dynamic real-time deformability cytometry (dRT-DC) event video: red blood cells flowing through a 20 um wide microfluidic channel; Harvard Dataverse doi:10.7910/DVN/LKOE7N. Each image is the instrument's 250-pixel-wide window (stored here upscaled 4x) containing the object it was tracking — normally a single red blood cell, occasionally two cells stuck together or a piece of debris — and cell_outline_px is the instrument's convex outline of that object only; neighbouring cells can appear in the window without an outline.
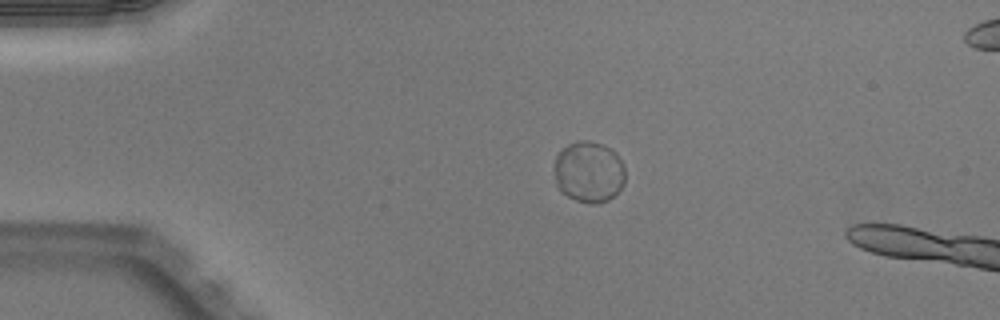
{"species": "Egyptian fruit bat (a non-hibernating species)", "species_latin": "Rousettus aegyptiacus", "temperature_condition": "warm", "stored_images_in_passage": 40, "camera_frame_rate_fps": 3000, "um_per_image_px": 0.085, "animal": {"sex": "male"}, "frame": {"image": 1, "passage_image": 1, "time_ms": 0.0, "image_size_px": [1000, 320], "cell_outline_px": [[624, 184], [608, 200], [596, 204], [588, 204], [576, 200], [568, 196], [556, 184], [552, 164], [556, 156], [568, 144], [576, 140], [588, 140], [600, 144], [616, 152], [624, 164]], "centroid_in_image_um": [50.03, 14.6], "position_along_channel_um": 35.0, "area_um2": 25.43}}
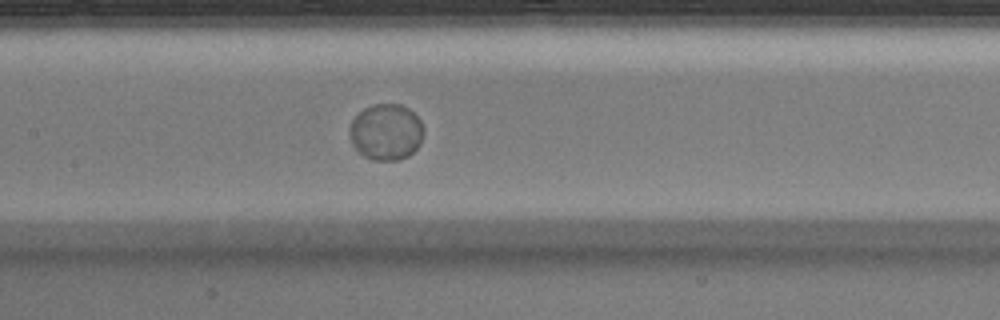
{"frame": {"image": 2, "passage_image": 15, "time_ms": 4.667, "image_size_px": [1000, 320], "cell_outline_px": [[424, 132], [420, 144], [408, 156], [400, 160], [372, 160], [364, 156], [352, 144], [348, 132], [348, 128], [352, 120], [364, 108], [372, 104], [400, 104], [408, 108], [420, 120], [424, 128]], "centroid_in_image_um": [32.81, 11.22], "position_along_channel_um": 174.6, "area_um2": 24.39}}
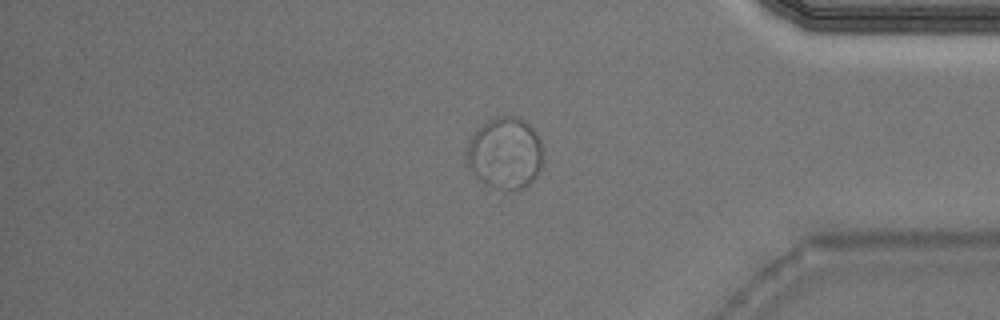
{"frame": {"image": 3, "passage_image": 33, "time_ms": 10.667, "image_size_px": [1000, 320], "cell_outline_px": [[540, 168], [536, 176], [528, 184], [512, 192], [484, 184], [476, 176], [464, 160], [464, 152], [476, 128], [488, 120], [496, 116], [520, 116], [536, 132], [540, 140]], "centroid_in_image_um": [42.87, 13.0], "position_along_channel_um": 392.3, "area_um2": 32.02}}